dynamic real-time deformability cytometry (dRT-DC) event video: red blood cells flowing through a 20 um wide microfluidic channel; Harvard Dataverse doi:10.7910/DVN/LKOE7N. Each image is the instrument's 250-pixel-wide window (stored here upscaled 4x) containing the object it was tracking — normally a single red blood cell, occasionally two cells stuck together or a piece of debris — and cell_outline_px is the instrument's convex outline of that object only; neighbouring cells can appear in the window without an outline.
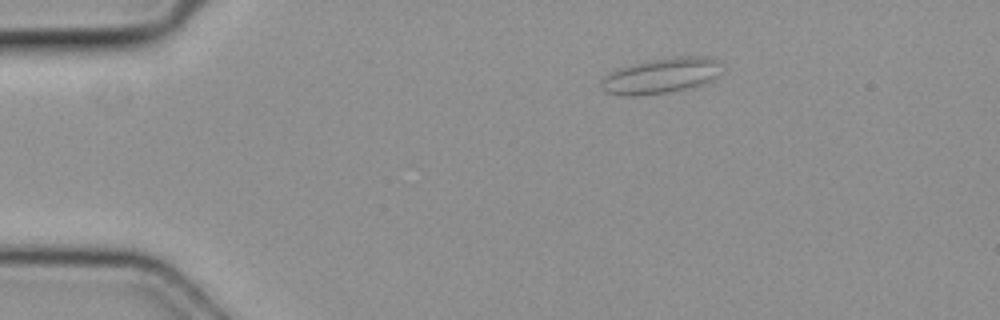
{"species": "common noctule bat (a hibernating species)", "species_latin": "Nyctalus noctula", "temperature_condition": "cold", "stored_images_in_passage": 3, "camera_frame_rate_fps": 3000, "um_per_image_px": 0.085, "animal": {"sex": "female", "body_mass_g": 19.3, "forearm_length_mm": 54.1}, "frame": {"image": 1, "passage_image": 1, "time_ms": 0.0, "image_size_px": [1000, 320], "cell_outline_px": [[724, 68], [712, 80], [700, 84], [684, 88], [664, 92], [604, 92], [600, 88], [600, 84], [604, 76], [620, 68], [632, 64], [648, 60], [676, 56], [708, 56], [716, 60]], "centroid_in_image_um": [56.28, 6.35], "position_along_channel_um": 28.7, "area_um2": 23.7}}